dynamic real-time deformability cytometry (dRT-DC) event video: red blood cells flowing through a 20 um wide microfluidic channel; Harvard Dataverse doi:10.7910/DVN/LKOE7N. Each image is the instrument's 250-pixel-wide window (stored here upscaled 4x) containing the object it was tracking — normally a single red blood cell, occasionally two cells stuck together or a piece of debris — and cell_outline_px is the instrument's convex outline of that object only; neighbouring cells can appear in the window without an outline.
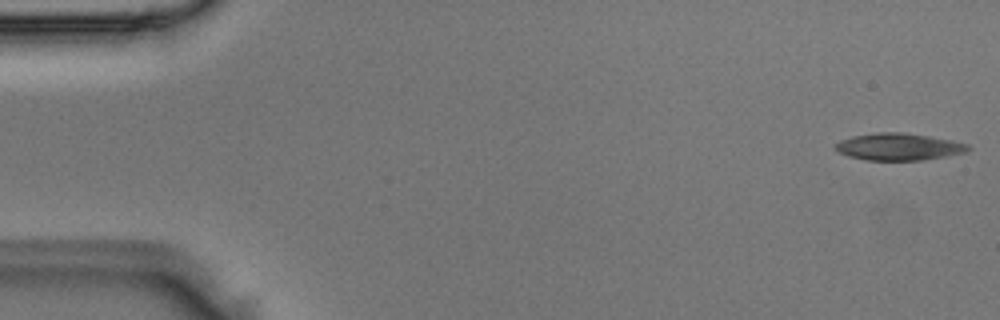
{"species": "Egyptian fruit bat (a non-hibernating species)", "species_latin": "Rousettus aegyptiacus", "temperature_condition": "room temperature", "stored_images_in_passage": 5, "camera_frame_rate_fps": 3000, "um_per_image_px": 0.085, "animal": {"sex": "male"}, "frame": {"image": 1, "passage_image": 1, "time_ms": 0.0, "image_size_px": [1000, 320], "cell_outline_px": [[972, 148], [968, 152], [924, 160], [868, 160], [848, 156], [832, 148], [840, 140], [852, 136], [876, 132], [904, 132], [952, 140], [968, 144]], "centroid_in_image_um": [76.41, 12.47], "position_along_channel_um": 8.6, "area_um2": 21.04}}
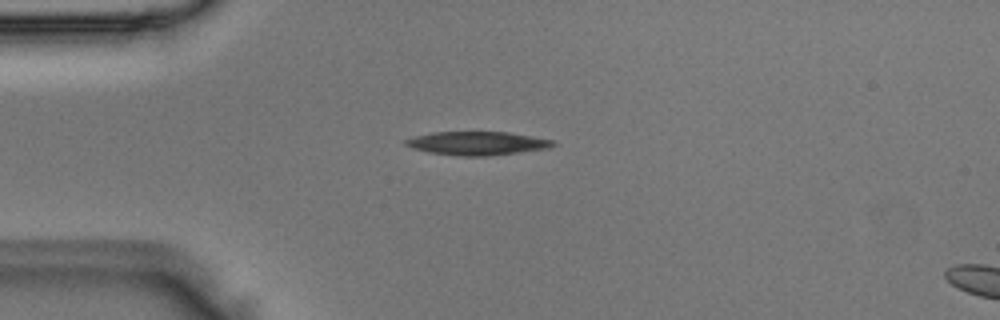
{"frame": {"image": 2, "passage_image": 4, "time_ms": 1.0, "image_size_px": [1000, 320], "cell_outline_px": [[556, 144], [552, 148], [484, 156], [460, 156], [428, 152], [412, 148], [404, 144], [404, 140], [416, 136], [432, 132], [508, 132], [556, 140]], "centroid_in_image_um": [40.6, 12.18], "position_along_channel_um": 44.4, "area_um2": 20.23}}